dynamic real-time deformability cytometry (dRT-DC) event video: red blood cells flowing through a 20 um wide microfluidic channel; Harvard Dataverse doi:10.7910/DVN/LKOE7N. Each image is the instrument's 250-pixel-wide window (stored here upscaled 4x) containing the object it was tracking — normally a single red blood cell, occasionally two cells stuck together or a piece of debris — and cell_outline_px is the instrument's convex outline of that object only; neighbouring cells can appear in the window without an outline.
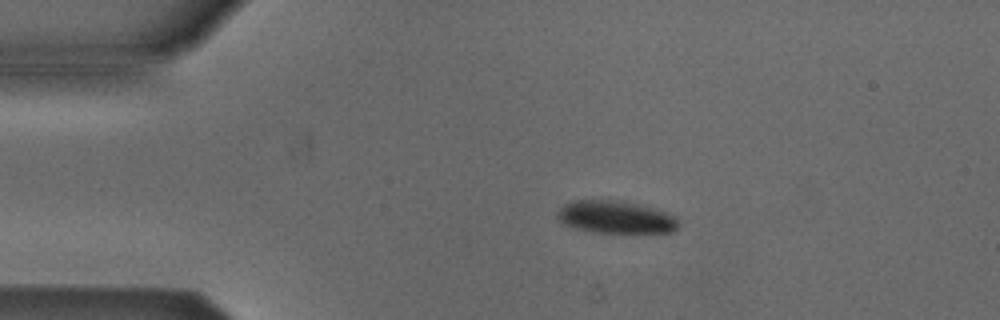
{"species": "Egyptian fruit bat (a non-hibernating species)", "species_latin": "Rousettus aegyptiacus", "temperature_condition": "cold", "stored_images_in_passage": 5, "camera_frame_rate_fps": 3000, "um_per_image_px": 0.085, "animal": {"sex": "male"}, "frame": {"image": 1, "passage_image": 2, "time_ms": 1.333, "image_size_px": [1000, 320], "cell_outline_px": [[676, 228], [672, 232], [592, 232], [576, 228], [564, 224], [556, 216], [556, 212], [564, 204], [572, 200], [608, 200], [636, 204], [652, 208], [664, 212], [672, 216], [676, 220]], "centroid_in_image_um": [52.23, 18.45], "position_along_channel_um": 32.8, "area_um2": 22.37}}
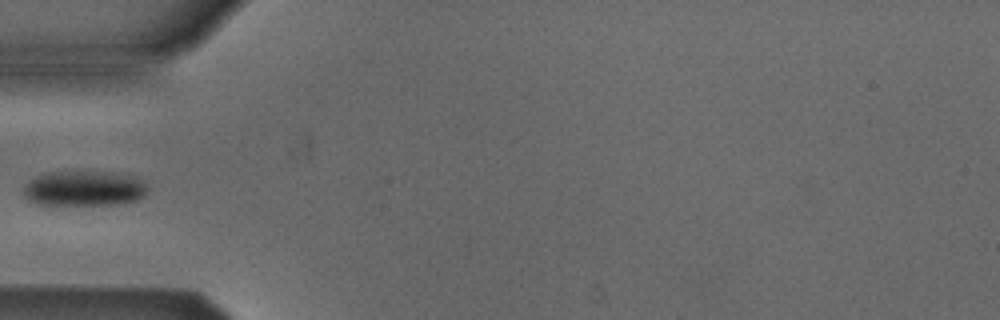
{"frame": {"image": 2, "passage_image": 4, "time_ms": 3.667, "image_size_px": [1000, 320], "cell_outline_px": [[148, 188], [144, 196], [136, 200], [120, 204], [36, 204], [28, 200], [24, 196], [24, 184], [28, 180], [36, 176], [48, 172], [112, 172], [136, 176], [144, 180]], "centroid_in_image_um": [7.17, 16.01], "position_along_channel_um": 77.8, "area_um2": 25.61}}
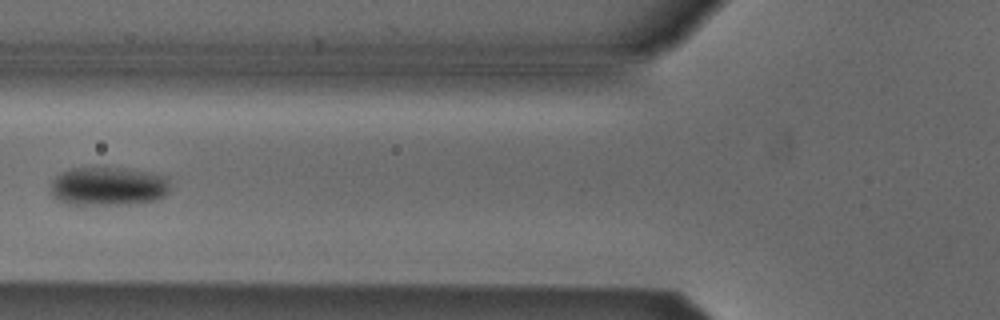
{"frame": {"image": 3, "passage_image": 5, "time_ms": 4.667, "image_size_px": [1000, 320], "cell_outline_px": [[168, 192], [164, 196], [156, 200], [128, 204], [68, 204], [56, 200], [52, 196], [52, 180], [60, 172], [72, 168], [124, 168], [148, 172], [168, 176]], "centroid_in_image_um": [9.19, 15.83], "position_along_channel_um": 116.6, "area_um2": 26.93}}